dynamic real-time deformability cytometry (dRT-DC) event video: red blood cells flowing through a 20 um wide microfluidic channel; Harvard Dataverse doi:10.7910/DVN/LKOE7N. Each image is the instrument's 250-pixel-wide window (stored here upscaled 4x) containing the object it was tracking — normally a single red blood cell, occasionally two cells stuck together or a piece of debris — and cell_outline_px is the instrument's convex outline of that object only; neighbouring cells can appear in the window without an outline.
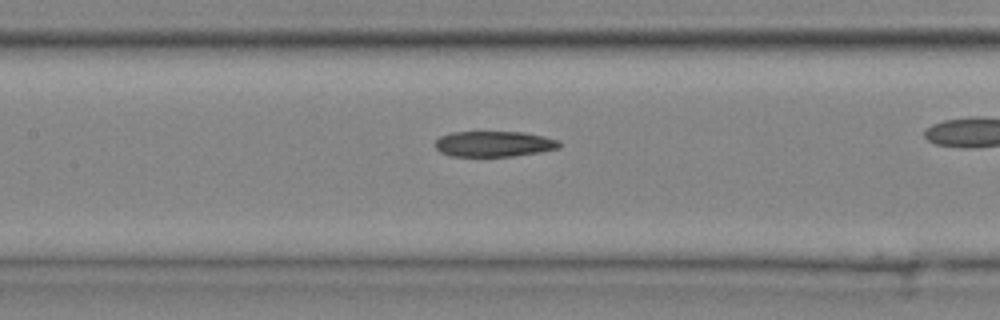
{"species": "common noctule bat (a hibernating species)", "species_latin": "Nyctalus noctula", "temperature_condition": "cold", "stored_images_in_passage": 33, "camera_frame_rate_fps": 3000, "um_per_image_px": 0.085, "animal": {"sex": "male", "body_mass_g": 20.4}, "frame": {"image": 1, "passage_image": 19, "time_ms": 6.0, "image_size_px": [1000, 320], "cell_outline_px": [[560, 148], [540, 152], [512, 156], [452, 156], [440, 152], [436, 148], [436, 140], [440, 136], [452, 132], [524, 132], [544, 136], [560, 140]], "centroid_in_image_um": [42.01, 12.23], "position_along_channel_um": 165.4, "area_um2": 18.55}}
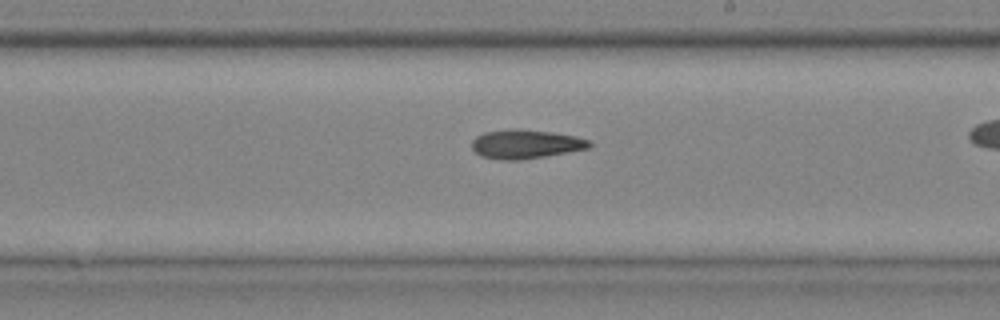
{"frame": {"image": 2, "passage_image": 24, "time_ms": 7.667, "image_size_px": [1000, 320], "cell_outline_px": [[592, 144], [588, 148], [568, 152], [520, 160], [500, 160], [480, 156], [472, 148], [472, 140], [476, 136], [484, 132], [512, 128], [516, 128], [552, 132], [576, 136], [592, 140]], "centroid_in_image_um": [44.67, 12.24], "position_along_channel_um": 244.3, "area_um2": 20.0}}